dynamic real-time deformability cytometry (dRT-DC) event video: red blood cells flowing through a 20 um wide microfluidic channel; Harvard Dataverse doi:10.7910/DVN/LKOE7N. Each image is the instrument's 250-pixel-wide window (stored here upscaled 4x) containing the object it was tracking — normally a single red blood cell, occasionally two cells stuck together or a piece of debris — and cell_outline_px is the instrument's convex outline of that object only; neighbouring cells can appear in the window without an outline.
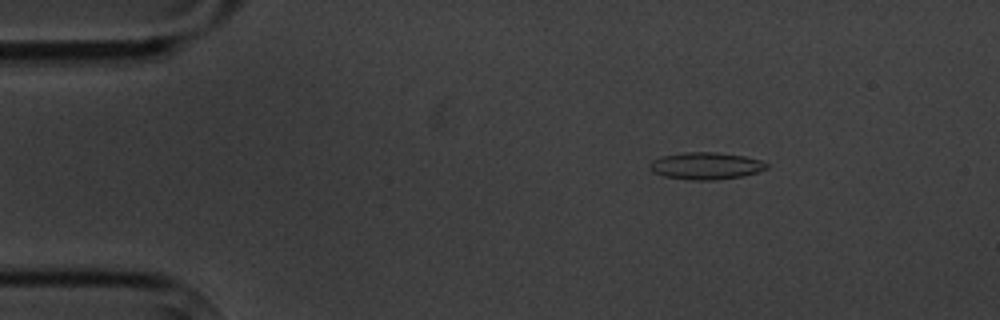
{"species": "common noctule bat (a hibernating species)", "species_latin": "Nyctalus noctula", "temperature_condition": "cold", "stored_images_in_passage": 6, "camera_frame_rate_fps": 3000, "um_per_image_px": 0.085, "animal": {"sex": "male", "body_mass_g": 20.1, "forearm_length_mm": 53.5}, "frame": {"image": 1, "passage_image": 3, "time_ms": 2.333, "image_size_px": [1000, 320], "cell_outline_px": [[768, 168], [744, 176], [712, 180], [692, 180], [664, 176], [652, 172], [648, 168], [648, 164], [652, 160], [664, 156], [684, 152], [716, 152], [744, 156], [760, 160], [768, 164]], "centroid_in_image_um": [59.98, 14.1], "position_along_channel_um": 25.0, "area_um2": 18.44}}
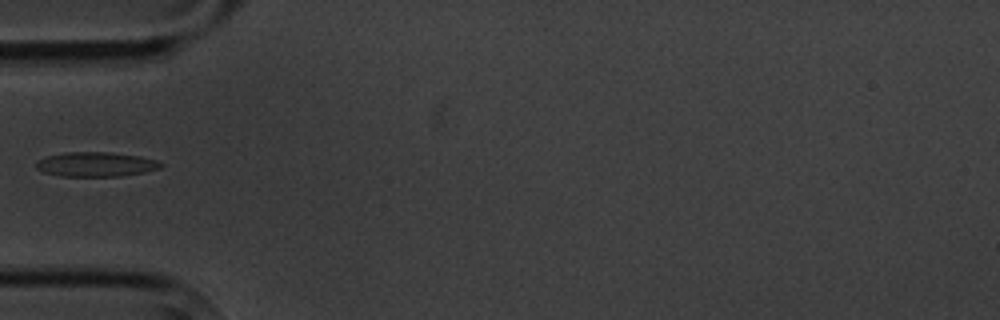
{"frame": {"image": 2, "passage_image": 6, "time_ms": 5.667, "image_size_px": [1000, 320], "cell_outline_px": [[164, 164], [160, 168], [144, 172], [120, 176], [60, 176], [44, 172], [36, 168], [36, 160], [48, 156], [64, 152], [112, 152], [140, 156], [156, 160]], "centroid_in_image_um": [8.15, 13.96], "position_along_channel_um": 76.9, "area_um2": 17.86}}